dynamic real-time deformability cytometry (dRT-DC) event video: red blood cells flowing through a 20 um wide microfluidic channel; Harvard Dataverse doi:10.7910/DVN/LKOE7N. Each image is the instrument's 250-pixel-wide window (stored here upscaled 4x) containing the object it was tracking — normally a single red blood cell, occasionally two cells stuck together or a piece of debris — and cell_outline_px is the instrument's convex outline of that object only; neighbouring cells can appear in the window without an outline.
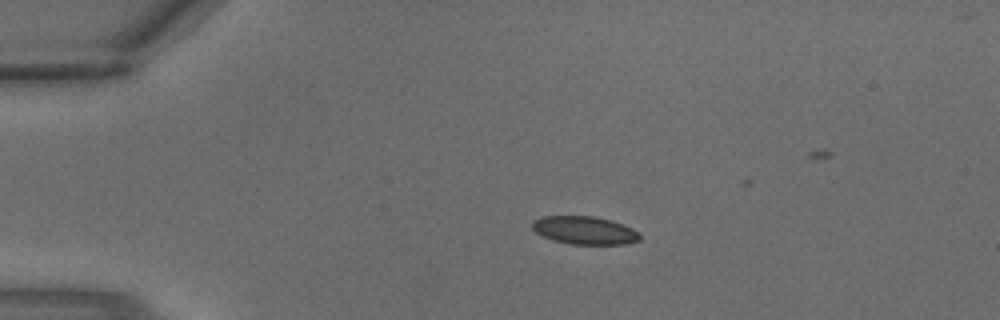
{"species": "common noctule bat (a hibernating species)", "species_latin": "Nyctalus noctula", "temperature_condition": "warm", "stored_images_in_passage": 2, "camera_frame_rate_fps": 3000, "um_per_image_px": 0.085, "animal": {"sex": "male", "body_mass_g": 18.8}, "frame": {"image": 1, "passage_image": 1, "time_ms": 0.0, "image_size_px": [1000, 320], "cell_outline_px": [[640, 240], [624, 244], [572, 244], [552, 240], [536, 232], [532, 228], [532, 220], [544, 216], [592, 216], [608, 220], [632, 228], [640, 232]], "centroid_in_image_um": [49.67, 19.58], "position_along_channel_um": 35.3, "area_um2": 17.4}}
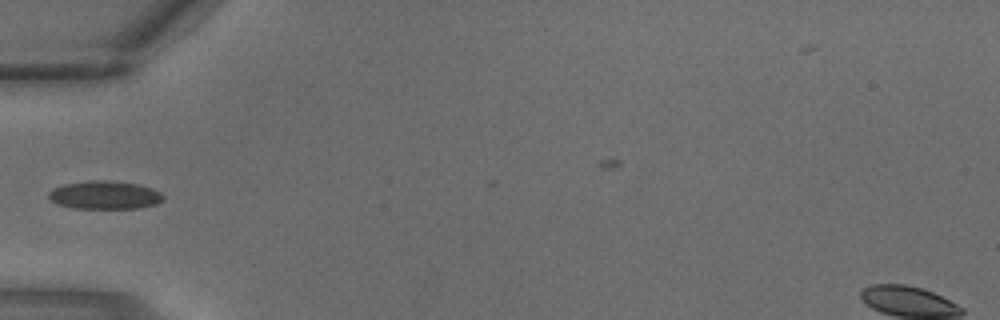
{"frame": {"image": 2, "passage_image": 2, "time_ms": 0.333, "image_size_px": [1000, 320], "cell_outline_px": [[164, 200], [156, 204], [140, 208], [72, 208], [56, 204], [48, 200], [48, 192], [52, 188], [64, 184], [88, 180], [108, 180], [136, 184], [152, 188], [160, 192], [164, 196]], "centroid_in_image_um": [8.86, 16.58], "position_along_channel_um": 76.1, "area_um2": 19.07}}